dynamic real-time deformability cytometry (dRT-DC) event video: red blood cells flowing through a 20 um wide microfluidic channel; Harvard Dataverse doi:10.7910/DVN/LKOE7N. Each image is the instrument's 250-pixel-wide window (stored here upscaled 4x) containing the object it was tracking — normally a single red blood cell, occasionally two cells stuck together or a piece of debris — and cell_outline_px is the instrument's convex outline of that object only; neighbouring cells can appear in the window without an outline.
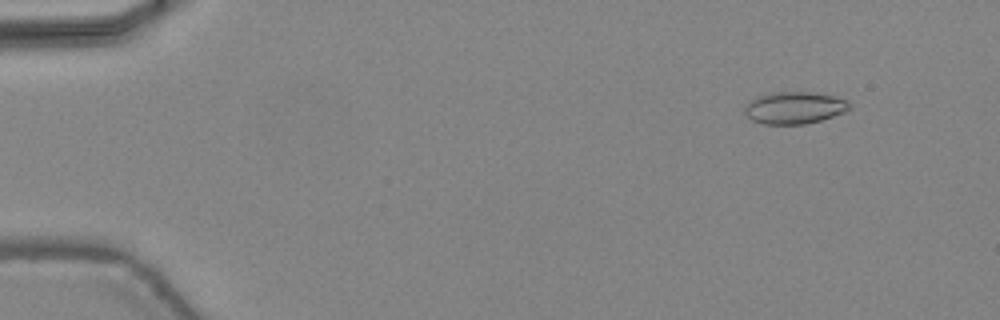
{"species": "common noctule bat (a hibernating species)", "species_latin": "Nyctalus noctula", "temperature_condition": "warm", "stored_images_in_passage": 12, "camera_frame_rate_fps": 3000, "um_per_image_px": 0.085, "animal": {"sex": "female", "body_mass_g": 24.6, "forearm_length_mm": 56.2}, "frame": {"image": 1, "passage_image": 3, "time_ms": 0.667, "image_size_px": [1000, 320], "cell_outline_px": [[852, 108], [844, 112], [808, 124], [764, 124], [752, 120], [744, 116], [744, 104], [748, 100], [756, 96], [768, 92], [816, 92], [848, 100], [852, 104]], "centroid_in_image_um": [67.48, 9.15], "position_along_channel_um": 17.5, "area_um2": 20.06}}